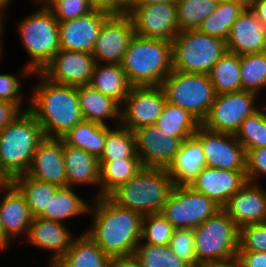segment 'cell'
<instances>
[{
  "label": "cell",
  "instance_id": "1",
  "mask_svg": "<svg viewBox=\"0 0 266 267\" xmlns=\"http://www.w3.org/2000/svg\"><path fill=\"white\" fill-rule=\"evenodd\" d=\"M92 201L89 213L93 214V224L85 232L114 260L132 259L141 241L143 216L117 205L108 196L94 197Z\"/></svg>",
  "mask_w": 266,
  "mask_h": 267
},
{
  "label": "cell",
  "instance_id": "2",
  "mask_svg": "<svg viewBox=\"0 0 266 267\" xmlns=\"http://www.w3.org/2000/svg\"><path fill=\"white\" fill-rule=\"evenodd\" d=\"M36 75L39 83L31 89L28 110L41 125L46 138L61 139L83 120L77 87L50 81L41 72H33L31 76Z\"/></svg>",
  "mask_w": 266,
  "mask_h": 267
},
{
  "label": "cell",
  "instance_id": "3",
  "mask_svg": "<svg viewBox=\"0 0 266 267\" xmlns=\"http://www.w3.org/2000/svg\"><path fill=\"white\" fill-rule=\"evenodd\" d=\"M121 66L133 87L160 86L173 70L172 42L135 34Z\"/></svg>",
  "mask_w": 266,
  "mask_h": 267
},
{
  "label": "cell",
  "instance_id": "4",
  "mask_svg": "<svg viewBox=\"0 0 266 267\" xmlns=\"http://www.w3.org/2000/svg\"><path fill=\"white\" fill-rule=\"evenodd\" d=\"M44 138L41 125L29 110L22 111L0 131V172L8 181L26 174Z\"/></svg>",
  "mask_w": 266,
  "mask_h": 267
},
{
  "label": "cell",
  "instance_id": "5",
  "mask_svg": "<svg viewBox=\"0 0 266 267\" xmlns=\"http://www.w3.org/2000/svg\"><path fill=\"white\" fill-rule=\"evenodd\" d=\"M173 187L166 168L143 167L108 197L117 205L144 216L160 213Z\"/></svg>",
  "mask_w": 266,
  "mask_h": 267
},
{
  "label": "cell",
  "instance_id": "6",
  "mask_svg": "<svg viewBox=\"0 0 266 267\" xmlns=\"http://www.w3.org/2000/svg\"><path fill=\"white\" fill-rule=\"evenodd\" d=\"M43 5V6H42ZM23 47L30 58V62L20 71V78H27L33 72H41L60 49L59 22L52 10L41 4L17 25Z\"/></svg>",
  "mask_w": 266,
  "mask_h": 267
},
{
  "label": "cell",
  "instance_id": "7",
  "mask_svg": "<svg viewBox=\"0 0 266 267\" xmlns=\"http://www.w3.org/2000/svg\"><path fill=\"white\" fill-rule=\"evenodd\" d=\"M226 51L221 38L197 29L179 31L172 41L173 70L208 74Z\"/></svg>",
  "mask_w": 266,
  "mask_h": 267
},
{
  "label": "cell",
  "instance_id": "8",
  "mask_svg": "<svg viewBox=\"0 0 266 267\" xmlns=\"http://www.w3.org/2000/svg\"><path fill=\"white\" fill-rule=\"evenodd\" d=\"M240 228L221 209L194 229L198 264L227 261L237 257Z\"/></svg>",
  "mask_w": 266,
  "mask_h": 267
},
{
  "label": "cell",
  "instance_id": "9",
  "mask_svg": "<svg viewBox=\"0 0 266 267\" xmlns=\"http://www.w3.org/2000/svg\"><path fill=\"white\" fill-rule=\"evenodd\" d=\"M160 87L167 102L187 110L200 123L207 117L216 97L208 74L172 70Z\"/></svg>",
  "mask_w": 266,
  "mask_h": 267
},
{
  "label": "cell",
  "instance_id": "10",
  "mask_svg": "<svg viewBox=\"0 0 266 267\" xmlns=\"http://www.w3.org/2000/svg\"><path fill=\"white\" fill-rule=\"evenodd\" d=\"M222 207L191 186H174L161 214L174 228L195 229Z\"/></svg>",
  "mask_w": 266,
  "mask_h": 267
},
{
  "label": "cell",
  "instance_id": "11",
  "mask_svg": "<svg viewBox=\"0 0 266 267\" xmlns=\"http://www.w3.org/2000/svg\"><path fill=\"white\" fill-rule=\"evenodd\" d=\"M258 97V94L246 90L216 94L201 125L211 131L235 135L241 123L258 110V106L255 107Z\"/></svg>",
  "mask_w": 266,
  "mask_h": 267
},
{
  "label": "cell",
  "instance_id": "12",
  "mask_svg": "<svg viewBox=\"0 0 266 267\" xmlns=\"http://www.w3.org/2000/svg\"><path fill=\"white\" fill-rule=\"evenodd\" d=\"M125 13L131 17L135 34L140 37L165 39L172 42L180 31L175 1L132 5Z\"/></svg>",
  "mask_w": 266,
  "mask_h": 267
},
{
  "label": "cell",
  "instance_id": "13",
  "mask_svg": "<svg viewBox=\"0 0 266 267\" xmlns=\"http://www.w3.org/2000/svg\"><path fill=\"white\" fill-rule=\"evenodd\" d=\"M160 86L132 87L120 110V126L134 131L156 123L166 104ZM123 107V108H122Z\"/></svg>",
  "mask_w": 266,
  "mask_h": 267
},
{
  "label": "cell",
  "instance_id": "14",
  "mask_svg": "<svg viewBox=\"0 0 266 267\" xmlns=\"http://www.w3.org/2000/svg\"><path fill=\"white\" fill-rule=\"evenodd\" d=\"M194 136L202 144L207 167L246 170V151L234 134L211 131L200 125Z\"/></svg>",
  "mask_w": 266,
  "mask_h": 267
},
{
  "label": "cell",
  "instance_id": "15",
  "mask_svg": "<svg viewBox=\"0 0 266 267\" xmlns=\"http://www.w3.org/2000/svg\"><path fill=\"white\" fill-rule=\"evenodd\" d=\"M134 35L131 17L127 13H113L103 23L92 51L96 63L121 64Z\"/></svg>",
  "mask_w": 266,
  "mask_h": 267
},
{
  "label": "cell",
  "instance_id": "16",
  "mask_svg": "<svg viewBox=\"0 0 266 267\" xmlns=\"http://www.w3.org/2000/svg\"><path fill=\"white\" fill-rule=\"evenodd\" d=\"M113 12L95 7L77 19L59 22L60 49L92 53L103 23Z\"/></svg>",
  "mask_w": 266,
  "mask_h": 267
},
{
  "label": "cell",
  "instance_id": "17",
  "mask_svg": "<svg viewBox=\"0 0 266 267\" xmlns=\"http://www.w3.org/2000/svg\"><path fill=\"white\" fill-rule=\"evenodd\" d=\"M95 64L92 53L59 49L41 73L55 83L79 87L89 85Z\"/></svg>",
  "mask_w": 266,
  "mask_h": 267
},
{
  "label": "cell",
  "instance_id": "18",
  "mask_svg": "<svg viewBox=\"0 0 266 267\" xmlns=\"http://www.w3.org/2000/svg\"><path fill=\"white\" fill-rule=\"evenodd\" d=\"M135 151L143 167L167 168L179 151L182 140L171 137L155 124L133 131Z\"/></svg>",
  "mask_w": 266,
  "mask_h": 267
},
{
  "label": "cell",
  "instance_id": "19",
  "mask_svg": "<svg viewBox=\"0 0 266 267\" xmlns=\"http://www.w3.org/2000/svg\"><path fill=\"white\" fill-rule=\"evenodd\" d=\"M26 175L58 187L67 186L63 141L45 137L38 144Z\"/></svg>",
  "mask_w": 266,
  "mask_h": 267
},
{
  "label": "cell",
  "instance_id": "20",
  "mask_svg": "<svg viewBox=\"0 0 266 267\" xmlns=\"http://www.w3.org/2000/svg\"><path fill=\"white\" fill-rule=\"evenodd\" d=\"M0 219L4 230V249L13 238L27 236L33 216L21 191L11 182L1 186Z\"/></svg>",
  "mask_w": 266,
  "mask_h": 267
},
{
  "label": "cell",
  "instance_id": "21",
  "mask_svg": "<svg viewBox=\"0 0 266 267\" xmlns=\"http://www.w3.org/2000/svg\"><path fill=\"white\" fill-rule=\"evenodd\" d=\"M248 182L222 208L239 227L266 222V190Z\"/></svg>",
  "mask_w": 266,
  "mask_h": 267
},
{
  "label": "cell",
  "instance_id": "22",
  "mask_svg": "<svg viewBox=\"0 0 266 267\" xmlns=\"http://www.w3.org/2000/svg\"><path fill=\"white\" fill-rule=\"evenodd\" d=\"M247 183L246 170L203 168L190 186L222 208Z\"/></svg>",
  "mask_w": 266,
  "mask_h": 267
},
{
  "label": "cell",
  "instance_id": "23",
  "mask_svg": "<svg viewBox=\"0 0 266 267\" xmlns=\"http://www.w3.org/2000/svg\"><path fill=\"white\" fill-rule=\"evenodd\" d=\"M228 52L243 56L266 51V29L250 8L233 23L226 40Z\"/></svg>",
  "mask_w": 266,
  "mask_h": 267
},
{
  "label": "cell",
  "instance_id": "24",
  "mask_svg": "<svg viewBox=\"0 0 266 267\" xmlns=\"http://www.w3.org/2000/svg\"><path fill=\"white\" fill-rule=\"evenodd\" d=\"M73 234L66 224L33 217L27 239L31 246L41 247L53 253L49 264L55 265L71 247Z\"/></svg>",
  "mask_w": 266,
  "mask_h": 267
},
{
  "label": "cell",
  "instance_id": "25",
  "mask_svg": "<svg viewBox=\"0 0 266 267\" xmlns=\"http://www.w3.org/2000/svg\"><path fill=\"white\" fill-rule=\"evenodd\" d=\"M205 167L202 144L192 136L182 141L179 151L166 169L174 186H190Z\"/></svg>",
  "mask_w": 266,
  "mask_h": 267
},
{
  "label": "cell",
  "instance_id": "26",
  "mask_svg": "<svg viewBox=\"0 0 266 267\" xmlns=\"http://www.w3.org/2000/svg\"><path fill=\"white\" fill-rule=\"evenodd\" d=\"M63 156L66 169L67 186H97L100 183V164L98 157L83 149L63 143Z\"/></svg>",
  "mask_w": 266,
  "mask_h": 267
},
{
  "label": "cell",
  "instance_id": "27",
  "mask_svg": "<svg viewBox=\"0 0 266 267\" xmlns=\"http://www.w3.org/2000/svg\"><path fill=\"white\" fill-rule=\"evenodd\" d=\"M77 93L83 120L105 125L106 120L111 118L116 120V126L120 124L121 105L116 100L90 85L77 87Z\"/></svg>",
  "mask_w": 266,
  "mask_h": 267
},
{
  "label": "cell",
  "instance_id": "28",
  "mask_svg": "<svg viewBox=\"0 0 266 267\" xmlns=\"http://www.w3.org/2000/svg\"><path fill=\"white\" fill-rule=\"evenodd\" d=\"M114 259L85 232L74 238L71 247L55 264L57 267H112Z\"/></svg>",
  "mask_w": 266,
  "mask_h": 267
},
{
  "label": "cell",
  "instance_id": "29",
  "mask_svg": "<svg viewBox=\"0 0 266 267\" xmlns=\"http://www.w3.org/2000/svg\"><path fill=\"white\" fill-rule=\"evenodd\" d=\"M92 199L84 200L73 187H58L50 198L47 208L38 216L41 219L57 221L65 224V219L89 213ZM89 203V204H88Z\"/></svg>",
  "mask_w": 266,
  "mask_h": 267
},
{
  "label": "cell",
  "instance_id": "30",
  "mask_svg": "<svg viewBox=\"0 0 266 267\" xmlns=\"http://www.w3.org/2000/svg\"><path fill=\"white\" fill-rule=\"evenodd\" d=\"M89 85L116 100L123 103L133 87L121 66V64L96 63Z\"/></svg>",
  "mask_w": 266,
  "mask_h": 267
},
{
  "label": "cell",
  "instance_id": "31",
  "mask_svg": "<svg viewBox=\"0 0 266 267\" xmlns=\"http://www.w3.org/2000/svg\"><path fill=\"white\" fill-rule=\"evenodd\" d=\"M109 128L107 124L82 120L71 128L61 140L64 144L78 147L99 158L104 150L106 135L111 130Z\"/></svg>",
  "mask_w": 266,
  "mask_h": 267
},
{
  "label": "cell",
  "instance_id": "32",
  "mask_svg": "<svg viewBox=\"0 0 266 267\" xmlns=\"http://www.w3.org/2000/svg\"><path fill=\"white\" fill-rule=\"evenodd\" d=\"M99 164V188L101 189H99V193L93 197L108 196L113 190L123 183H126L143 168L140 158L99 161Z\"/></svg>",
  "mask_w": 266,
  "mask_h": 267
},
{
  "label": "cell",
  "instance_id": "33",
  "mask_svg": "<svg viewBox=\"0 0 266 267\" xmlns=\"http://www.w3.org/2000/svg\"><path fill=\"white\" fill-rule=\"evenodd\" d=\"M241 56L226 51L208 73L216 94L230 93L242 89Z\"/></svg>",
  "mask_w": 266,
  "mask_h": 267
},
{
  "label": "cell",
  "instance_id": "34",
  "mask_svg": "<svg viewBox=\"0 0 266 267\" xmlns=\"http://www.w3.org/2000/svg\"><path fill=\"white\" fill-rule=\"evenodd\" d=\"M155 125L167 135L184 141L194 136L201 123L187 110L166 102Z\"/></svg>",
  "mask_w": 266,
  "mask_h": 267
},
{
  "label": "cell",
  "instance_id": "35",
  "mask_svg": "<svg viewBox=\"0 0 266 267\" xmlns=\"http://www.w3.org/2000/svg\"><path fill=\"white\" fill-rule=\"evenodd\" d=\"M245 9L242 3L219 2L217 8L201 22L197 30L226 41L233 23Z\"/></svg>",
  "mask_w": 266,
  "mask_h": 267
},
{
  "label": "cell",
  "instance_id": "36",
  "mask_svg": "<svg viewBox=\"0 0 266 267\" xmlns=\"http://www.w3.org/2000/svg\"><path fill=\"white\" fill-rule=\"evenodd\" d=\"M11 182L24 195L33 217H38L47 208L50 198L58 189L57 185L36 180L26 174L13 178Z\"/></svg>",
  "mask_w": 266,
  "mask_h": 267
},
{
  "label": "cell",
  "instance_id": "37",
  "mask_svg": "<svg viewBox=\"0 0 266 267\" xmlns=\"http://www.w3.org/2000/svg\"><path fill=\"white\" fill-rule=\"evenodd\" d=\"M132 260L140 267H190L173 254L169 245L139 243Z\"/></svg>",
  "mask_w": 266,
  "mask_h": 267
},
{
  "label": "cell",
  "instance_id": "38",
  "mask_svg": "<svg viewBox=\"0 0 266 267\" xmlns=\"http://www.w3.org/2000/svg\"><path fill=\"white\" fill-rule=\"evenodd\" d=\"M127 158H139L135 151V136L133 131L118 125L107 133L103 153L98 159L110 161Z\"/></svg>",
  "mask_w": 266,
  "mask_h": 267
},
{
  "label": "cell",
  "instance_id": "39",
  "mask_svg": "<svg viewBox=\"0 0 266 267\" xmlns=\"http://www.w3.org/2000/svg\"><path fill=\"white\" fill-rule=\"evenodd\" d=\"M176 18L180 31L197 29L217 8V0H175Z\"/></svg>",
  "mask_w": 266,
  "mask_h": 267
},
{
  "label": "cell",
  "instance_id": "40",
  "mask_svg": "<svg viewBox=\"0 0 266 267\" xmlns=\"http://www.w3.org/2000/svg\"><path fill=\"white\" fill-rule=\"evenodd\" d=\"M242 89L260 94L266 88V51L241 56Z\"/></svg>",
  "mask_w": 266,
  "mask_h": 267
},
{
  "label": "cell",
  "instance_id": "41",
  "mask_svg": "<svg viewBox=\"0 0 266 267\" xmlns=\"http://www.w3.org/2000/svg\"><path fill=\"white\" fill-rule=\"evenodd\" d=\"M235 137L245 151L266 147V120L260 110L249 115L240 125Z\"/></svg>",
  "mask_w": 266,
  "mask_h": 267
},
{
  "label": "cell",
  "instance_id": "42",
  "mask_svg": "<svg viewBox=\"0 0 266 267\" xmlns=\"http://www.w3.org/2000/svg\"><path fill=\"white\" fill-rule=\"evenodd\" d=\"M173 231L174 227L161 213L144 215L140 243L169 245Z\"/></svg>",
  "mask_w": 266,
  "mask_h": 267
},
{
  "label": "cell",
  "instance_id": "43",
  "mask_svg": "<svg viewBox=\"0 0 266 267\" xmlns=\"http://www.w3.org/2000/svg\"><path fill=\"white\" fill-rule=\"evenodd\" d=\"M169 247L173 254H176L190 267H197V257L194 245V229L174 228Z\"/></svg>",
  "mask_w": 266,
  "mask_h": 267
},
{
  "label": "cell",
  "instance_id": "44",
  "mask_svg": "<svg viewBox=\"0 0 266 267\" xmlns=\"http://www.w3.org/2000/svg\"><path fill=\"white\" fill-rule=\"evenodd\" d=\"M58 22L77 19L91 12L95 6L89 0H45Z\"/></svg>",
  "mask_w": 266,
  "mask_h": 267
},
{
  "label": "cell",
  "instance_id": "45",
  "mask_svg": "<svg viewBox=\"0 0 266 267\" xmlns=\"http://www.w3.org/2000/svg\"><path fill=\"white\" fill-rule=\"evenodd\" d=\"M238 251L266 252V222L240 228Z\"/></svg>",
  "mask_w": 266,
  "mask_h": 267
},
{
  "label": "cell",
  "instance_id": "46",
  "mask_svg": "<svg viewBox=\"0 0 266 267\" xmlns=\"http://www.w3.org/2000/svg\"><path fill=\"white\" fill-rule=\"evenodd\" d=\"M20 88V80L16 76L0 74V99L16 104L22 111H26L29 108V104L25 105L27 106L26 108H21L24 106V99L20 95Z\"/></svg>",
  "mask_w": 266,
  "mask_h": 267
},
{
  "label": "cell",
  "instance_id": "47",
  "mask_svg": "<svg viewBox=\"0 0 266 267\" xmlns=\"http://www.w3.org/2000/svg\"><path fill=\"white\" fill-rule=\"evenodd\" d=\"M266 176V147L246 152V177L248 182L256 183L259 177Z\"/></svg>",
  "mask_w": 266,
  "mask_h": 267
},
{
  "label": "cell",
  "instance_id": "48",
  "mask_svg": "<svg viewBox=\"0 0 266 267\" xmlns=\"http://www.w3.org/2000/svg\"><path fill=\"white\" fill-rule=\"evenodd\" d=\"M237 258L243 267H266V252L238 251Z\"/></svg>",
  "mask_w": 266,
  "mask_h": 267
},
{
  "label": "cell",
  "instance_id": "49",
  "mask_svg": "<svg viewBox=\"0 0 266 267\" xmlns=\"http://www.w3.org/2000/svg\"><path fill=\"white\" fill-rule=\"evenodd\" d=\"M21 113L16 104L0 99V131Z\"/></svg>",
  "mask_w": 266,
  "mask_h": 267
},
{
  "label": "cell",
  "instance_id": "50",
  "mask_svg": "<svg viewBox=\"0 0 266 267\" xmlns=\"http://www.w3.org/2000/svg\"><path fill=\"white\" fill-rule=\"evenodd\" d=\"M249 8L266 29V0H250Z\"/></svg>",
  "mask_w": 266,
  "mask_h": 267
},
{
  "label": "cell",
  "instance_id": "51",
  "mask_svg": "<svg viewBox=\"0 0 266 267\" xmlns=\"http://www.w3.org/2000/svg\"><path fill=\"white\" fill-rule=\"evenodd\" d=\"M134 3L135 0H109V11L125 13Z\"/></svg>",
  "mask_w": 266,
  "mask_h": 267
},
{
  "label": "cell",
  "instance_id": "52",
  "mask_svg": "<svg viewBox=\"0 0 266 267\" xmlns=\"http://www.w3.org/2000/svg\"><path fill=\"white\" fill-rule=\"evenodd\" d=\"M197 267H243L238 258H233L227 261L200 263Z\"/></svg>",
  "mask_w": 266,
  "mask_h": 267
},
{
  "label": "cell",
  "instance_id": "53",
  "mask_svg": "<svg viewBox=\"0 0 266 267\" xmlns=\"http://www.w3.org/2000/svg\"><path fill=\"white\" fill-rule=\"evenodd\" d=\"M112 267H140L132 259L115 260Z\"/></svg>",
  "mask_w": 266,
  "mask_h": 267
},
{
  "label": "cell",
  "instance_id": "54",
  "mask_svg": "<svg viewBox=\"0 0 266 267\" xmlns=\"http://www.w3.org/2000/svg\"><path fill=\"white\" fill-rule=\"evenodd\" d=\"M95 7L109 10V0H89Z\"/></svg>",
  "mask_w": 266,
  "mask_h": 267
},
{
  "label": "cell",
  "instance_id": "55",
  "mask_svg": "<svg viewBox=\"0 0 266 267\" xmlns=\"http://www.w3.org/2000/svg\"><path fill=\"white\" fill-rule=\"evenodd\" d=\"M168 1H175V0H135V3L133 5H146V4L162 3Z\"/></svg>",
  "mask_w": 266,
  "mask_h": 267
},
{
  "label": "cell",
  "instance_id": "56",
  "mask_svg": "<svg viewBox=\"0 0 266 267\" xmlns=\"http://www.w3.org/2000/svg\"><path fill=\"white\" fill-rule=\"evenodd\" d=\"M4 14H5V13L0 12V55L2 54V50H3V49H2L3 46H2L1 44H2V39H3V38H2V37H3V36H2V35H3L2 33L4 32V29H3V28H4V20H3V19H4V17H5Z\"/></svg>",
  "mask_w": 266,
  "mask_h": 267
},
{
  "label": "cell",
  "instance_id": "57",
  "mask_svg": "<svg viewBox=\"0 0 266 267\" xmlns=\"http://www.w3.org/2000/svg\"><path fill=\"white\" fill-rule=\"evenodd\" d=\"M1 186H0V193H1ZM0 249L4 250V230H3V226H2V222L0 219Z\"/></svg>",
  "mask_w": 266,
  "mask_h": 267
},
{
  "label": "cell",
  "instance_id": "58",
  "mask_svg": "<svg viewBox=\"0 0 266 267\" xmlns=\"http://www.w3.org/2000/svg\"><path fill=\"white\" fill-rule=\"evenodd\" d=\"M219 2H237L242 3L246 8H249L250 0H217Z\"/></svg>",
  "mask_w": 266,
  "mask_h": 267
},
{
  "label": "cell",
  "instance_id": "59",
  "mask_svg": "<svg viewBox=\"0 0 266 267\" xmlns=\"http://www.w3.org/2000/svg\"><path fill=\"white\" fill-rule=\"evenodd\" d=\"M13 0H0V12H3L6 10L8 5H11L10 2Z\"/></svg>",
  "mask_w": 266,
  "mask_h": 267
},
{
  "label": "cell",
  "instance_id": "60",
  "mask_svg": "<svg viewBox=\"0 0 266 267\" xmlns=\"http://www.w3.org/2000/svg\"><path fill=\"white\" fill-rule=\"evenodd\" d=\"M258 110H260L261 114L263 115V118L266 120V105L263 106V107L262 106H258Z\"/></svg>",
  "mask_w": 266,
  "mask_h": 267
},
{
  "label": "cell",
  "instance_id": "61",
  "mask_svg": "<svg viewBox=\"0 0 266 267\" xmlns=\"http://www.w3.org/2000/svg\"><path fill=\"white\" fill-rule=\"evenodd\" d=\"M7 182H8V180L0 172V186L6 184Z\"/></svg>",
  "mask_w": 266,
  "mask_h": 267
},
{
  "label": "cell",
  "instance_id": "62",
  "mask_svg": "<svg viewBox=\"0 0 266 267\" xmlns=\"http://www.w3.org/2000/svg\"><path fill=\"white\" fill-rule=\"evenodd\" d=\"M37 3L41 4L43 3L45 0H35Z\"/></svg>",
  "mask_w": 266,
  "mask_h": 267
},
{
  "label": "cell",
  "instance_id": "63",
  "mask_svg": "<svg viewBox=\"0 0 266 267\" xmlns=\"http://www.w3.org/2000/svg\"><path fill=\"white\" fill-rule=\"evenodd\" d=\"M48 266H49V267H57L56 265H51V264H50V265H48Z\"/></svg>",
  "mask_w": 266,
  "mask_h": 267
}]
</instances>
